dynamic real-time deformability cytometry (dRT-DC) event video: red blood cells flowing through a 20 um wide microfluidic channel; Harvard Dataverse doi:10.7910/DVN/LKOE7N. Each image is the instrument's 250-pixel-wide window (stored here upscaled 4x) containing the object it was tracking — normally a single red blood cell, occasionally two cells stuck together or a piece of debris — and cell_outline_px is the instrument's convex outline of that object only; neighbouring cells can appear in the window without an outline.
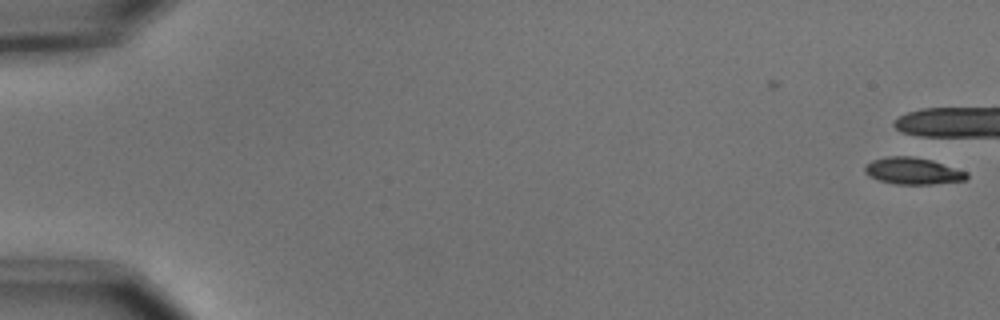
{"species": "common noctule bat (a hibernating species)", "species_latin": "Nyctalus noctula", "temperature_condition": "cold", "stored_images_in_passage": 5, "camera_frame_rate_fps": 3000, "um_per_image_px": 0.085, "animal": {"sex": "male", "body_mass_g": 15.6}, "frame": {"image": 1, "passage_image": 5, "time_ms": 1.333, "image_size_px": [1000, 320], "cell_outline_px": [[968, 176], [964, 180], [932, 184], [896, 184], [880, 180], [868, 176], [864, 172], [864, 164], [872, 160], [888, 156], [912, 156], [932, 160], [968, 172]], "centroid_in_image_um": [77.56, 14.52], "position_along_channel_um": 7.4, "area_um2": 15.9}}